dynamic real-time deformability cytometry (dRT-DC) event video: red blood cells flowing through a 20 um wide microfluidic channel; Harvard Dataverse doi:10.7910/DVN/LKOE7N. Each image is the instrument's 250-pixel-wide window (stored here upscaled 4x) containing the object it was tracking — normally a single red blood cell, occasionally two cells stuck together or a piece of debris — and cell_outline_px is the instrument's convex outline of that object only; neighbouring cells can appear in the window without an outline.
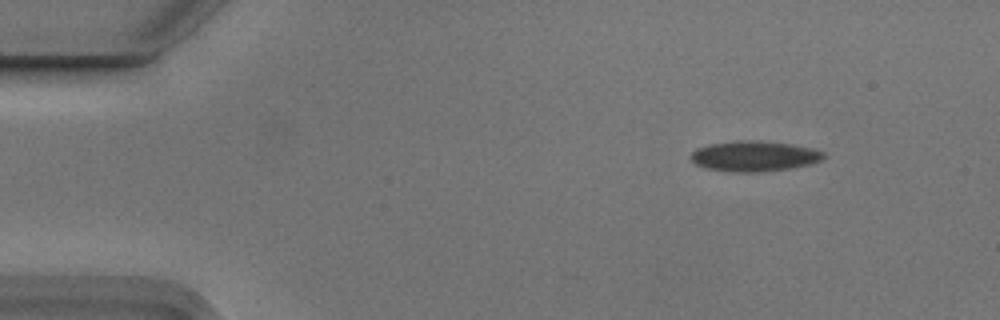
{"species": "Egyptian fruit bat (a non-hibernating species)", "species_latin": "Rousettus aegyptiacus", "temperature_condition": "cold", "stored_images_in_passage": 8, "camera_frame_rate_fps": 3000, "um_per_image_px": 0.085, "animal": {"sex": "male"}, "frame": {"image": 1, "passage_image": 2, "time_ms": 0.333, "image_size_px": [1000, 320], "cell_outline_px": [[828, 156], [820, 160], [808, 164], [788, 168], [756, 172], [732, 172], [704, 168], [696, 164], [692, 160], [692, 152], [696, 148], [708, 144], [736, 140], [760, 140], [792, 144], [816, 148], [824, 152]], "centroid_in_image_um": [64.12, 13.25], "position_along_channel_um": 20.9, "area_um2": 23.7}}
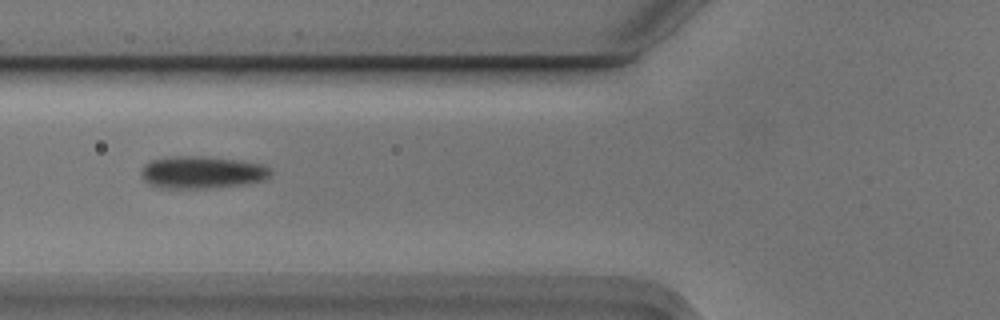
{"frame": {"image": 2, "passage_image": 6, "time_ms": 1.667, "image_size_px": [1000, 320], "cell_outline_px": [[272, 172], [264, 180], [244, 184], [212, 188], [160, 188], [148, 184], [144, 180], [140, 172], [140, 168], [144, 164], [152, 160], [172, 156], [200, 156], [240, 160], [260, 164], [272, 168]], "centroid_in_image_um": [17.14, 14.65], "position_along_channel_um": 108.7, "area_um2": 24.57}}
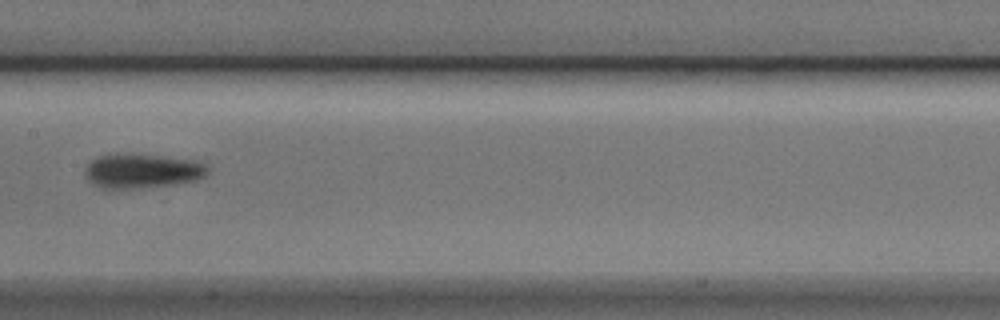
{"frame": {"image": 3, "passage_image": 8, "time_ms": 2.333, "image_size_px": [1000, 320], "cell_outline_px": [[208, 172], [204, 176], [196, 180], [172, 184], [144, 188], [100, 188], [92, 184], [84, 176], [84, 168], [96, 156], [116, 152], [160, 156], [200, 160], [208, 164]], "centroid_in_image_um": [12.06, 14.51], "position_along_channel_um": 195.3, "area_um2": 25.14}}